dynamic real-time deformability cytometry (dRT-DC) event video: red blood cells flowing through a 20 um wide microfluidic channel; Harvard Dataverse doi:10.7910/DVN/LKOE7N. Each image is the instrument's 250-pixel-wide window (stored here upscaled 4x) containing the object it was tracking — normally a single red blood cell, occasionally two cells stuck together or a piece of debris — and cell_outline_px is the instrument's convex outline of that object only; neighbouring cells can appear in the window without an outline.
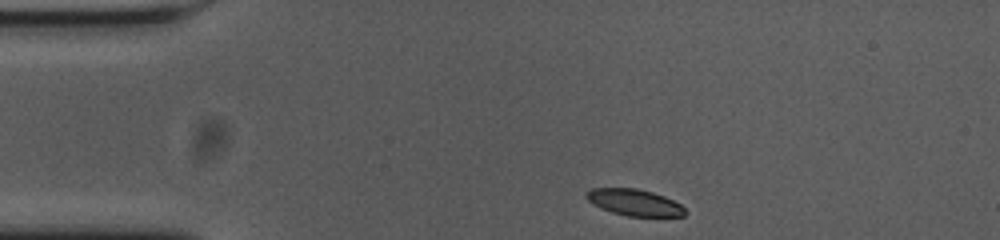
{"species": "common noctule bat (a hibernating species)", "species_latin": "Nyctalus noctula", "temperature_condition": "cold", "stored_images_in_passage": 40, "camera_frame_rate_fps": 3000, "um_per_image_px": 0.085, "animal": {"sex": "female", "body_mass_g": 23.0, "forearm_length_mm": 53.4}, "frame": {"image": 1, "passage_image": 1, "time_ms": 0.0, "image_size_px": [1000, 240], "cell_outline_px": [[688, 212], [684, 216], [628, 216], [612, 212], [600, 208], [588, 200], [584, 196], [584, 192], [592, 188], [636, 188], [652, 192], [664, 196], [680, 204]], "centroid_in_image_um": [53.91, 17.2], "position_along_channel_um": 31.1, "area_um2": 15.26}}
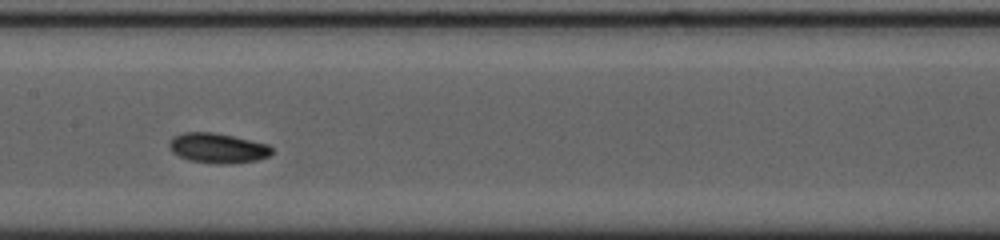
{"frame": {"image": 2, "passage_image": 18, "time_ms": 5.667, "image_size_px": [1000, 240], "cell_outline_px": [[272, 152], [268, 156], [256, 160], [232, 164], [216, 164], [188, 160], [172, 152], [168, 148], [168, 144], [172, 136], [184, 132], [212, 132], [232, 136], [268, 144], [272, 148]], "centroid_in_image_um": [18.46, 12.59], "position_along_channel_um": 188.9, "area_um2": 17.98}}
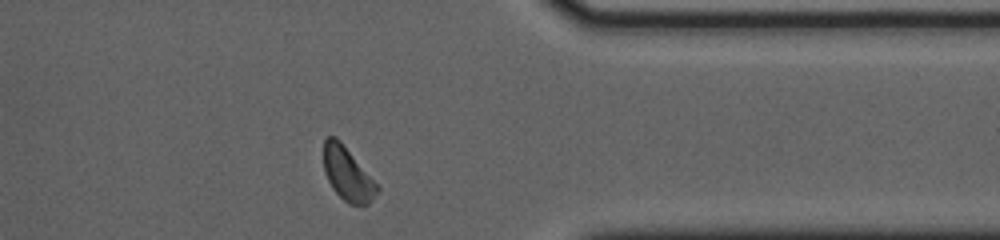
{"frame": {"image": 3, "passage_image": 35, "time_ms": 11.333, "image_size_px": [1000, 240], "cell_outline_px": [[380, 188], [372, 200], [368, 204], [348, 204], [332, 188], [324, 172], [324, 140], [328, 136], [336, 136], [340, 140]], "centroid_in_image_um": [29.52, 14.78], "position_along_channel_um": 381.9, "area_um2": 16.36}, "authors_computed_cell_mechanics": {"area_um2": 16.7909, "velocity_mm_per_s": 3.6403, "shape_relaxation_time_tau1_ms": 3.8103, "shape_relaxation_time_tau2_ms": 7.6467, "deformation_change_tau1": 0.114, "deformation_change_tau2": 0.1249}}